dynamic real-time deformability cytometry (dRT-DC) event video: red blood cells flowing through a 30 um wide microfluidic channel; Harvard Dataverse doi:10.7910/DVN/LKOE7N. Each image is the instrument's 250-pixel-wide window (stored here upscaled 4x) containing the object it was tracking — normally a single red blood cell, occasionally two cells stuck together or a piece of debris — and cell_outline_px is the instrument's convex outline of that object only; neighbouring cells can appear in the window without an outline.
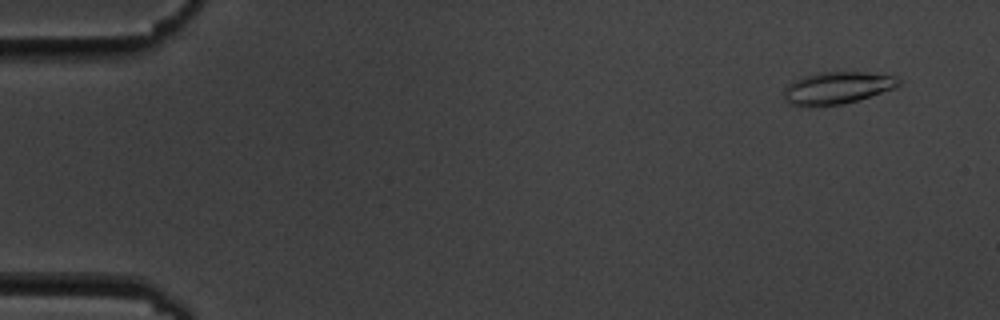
{"species": "common noctule bat (a hibernating species)", "species_latin": "Nyctalus noctula", "temperature_condition": "cold", "stored_images_in_passage": 7, "camera_frame_rate_fps": 3000, "um_per_image_px": 0.085, "animal": {"sex": "male", "body_mass_g": 19.5, "forearm_length_mm": 54.6}, "frame": {"image": 1, "passage_image": 2, "time_ms": 1.0, "image_size_px": [1000, 320], "cell_outline_px": [[900, 84], [896, 88], [844, 104], [788, 104], [784, 96], [784, 88], [792, 80], [816, 72], [868, 72], [896, 76], [900, 80]], "centroid_in_image_um": [71.19, 7.43], "position_along_channel_um": 13.8, "area_um2": 21.21}}